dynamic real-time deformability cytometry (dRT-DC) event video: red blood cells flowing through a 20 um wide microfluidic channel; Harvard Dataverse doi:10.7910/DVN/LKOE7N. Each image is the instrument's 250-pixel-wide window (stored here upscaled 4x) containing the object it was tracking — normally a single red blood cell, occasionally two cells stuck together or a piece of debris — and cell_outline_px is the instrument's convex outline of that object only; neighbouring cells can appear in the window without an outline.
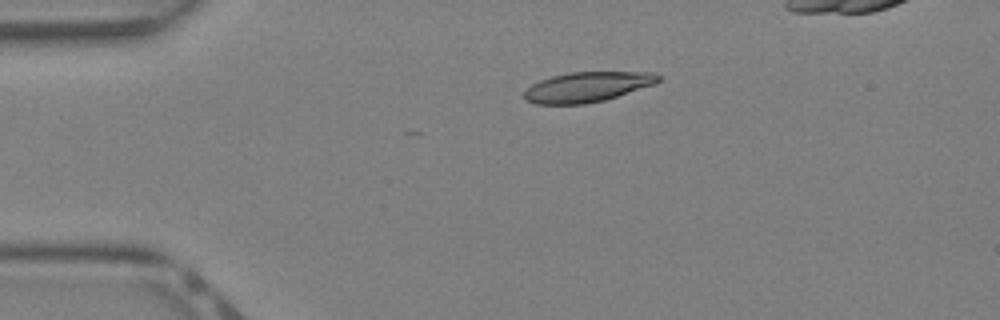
{"species": "Egyptian fruit bat (a non-hibernating species)", "species_latin": "Rousettus aegyptiacus", "temperature_condition": "warm", "stored_images_in_passage": 30, "camera_frame_rate_fps": 3000, "um_per_image_px": 0.085, "animal": {"sex": "female"}, "frame": {"image": 1, "passage_image": 1, "time_ms": 0.0, "image_size_px": [1000, 320], "cell_outline_px": [[660, 80], [656, 84], [604, 100], [584, 104], [536, 104], [524, 100], [524, 92], [532, 84], [540, 80], [552, 76], [572, 72], [652, 72], [660, 76]], "centroid_in_image_um": [49.92, 7.39], "position_along_channel_um": 35.1, "area_um2": 23.41}}
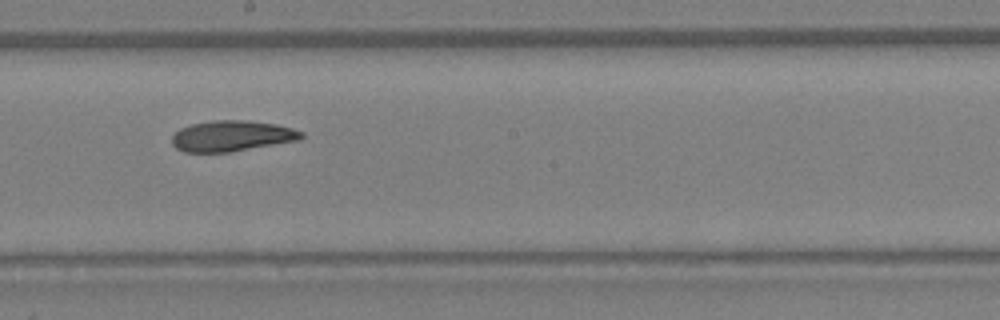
{"frame": {"image": 2, "passage_image": 15, "time_ms": 4.667, "image_size_px": [1000, 320], "cell_outline_px": [[304, 136], [300, 140], [232, 152], [184, 152], [176, 148], [172, 144], [172, 136], [180, 128], [192, 124], [212, 120], [248, 120], [276, 124], [292, 128], [304, 132]], "centroid_in_image_um": [19.73, 11.56], "position_along_channel_um": 228.5, "area_um2": 23.41}}
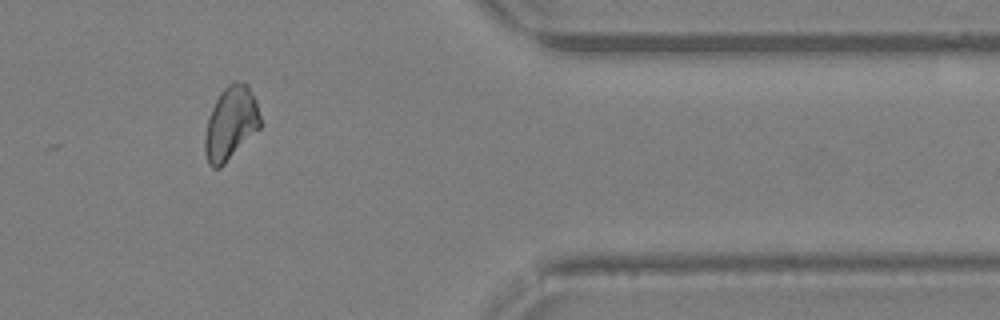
{"frame": {"image": 3, "passage_image": 26, "time_ms": 8.333, "image_size_px": [1000, 320], "cell_outline_px": [[260, 128], [220, 168], [212, 168], [208, 164], [204, 152], [204, 136], [208, 120], [212, 108], [220, 92], [228, 84], [236, 80], [248, 84], [256, 100], [260, 116]], "centroid_in_image_um": [19.6, 10.48], "position_along_channel_um": 391.8, "area_um2": 23.7}}